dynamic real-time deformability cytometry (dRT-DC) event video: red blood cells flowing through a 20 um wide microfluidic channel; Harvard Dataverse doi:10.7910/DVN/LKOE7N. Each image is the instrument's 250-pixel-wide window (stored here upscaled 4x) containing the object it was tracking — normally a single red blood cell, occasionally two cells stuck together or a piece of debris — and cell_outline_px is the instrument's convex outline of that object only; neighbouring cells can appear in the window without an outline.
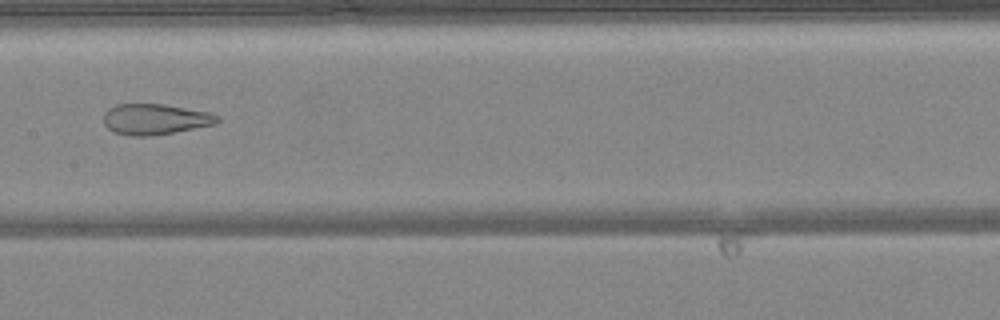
{"species": "common noctule bat (a hibernating species)", "species_latin": "Nyctalus noctula", "temperature_condition": "warm", "stored_images_in_passage": 49, "camera_frame_rate_fps": 3000, "um_per_image_px": 0.085, "animal": {"sex": "female", "body_mass_g": 24.6, "forearm_length_mm": 56.2}, "frame": {"image": 1, "passage_image": 25, "time_ms": 8.0, "image_size_px": [1000, 320], "cell_outline_px": [[220, 120], [216, 124], [152, 136], [132, 136], [112, 132], [104, 124], [104, 112], [108, 108], [116, 104], [164, 104], [208, 112], [220, 116]], "centroid_in_image_um": [13.17, 10.13], "position_along_channel_um": 194.2, "area_um2": 20.46}}
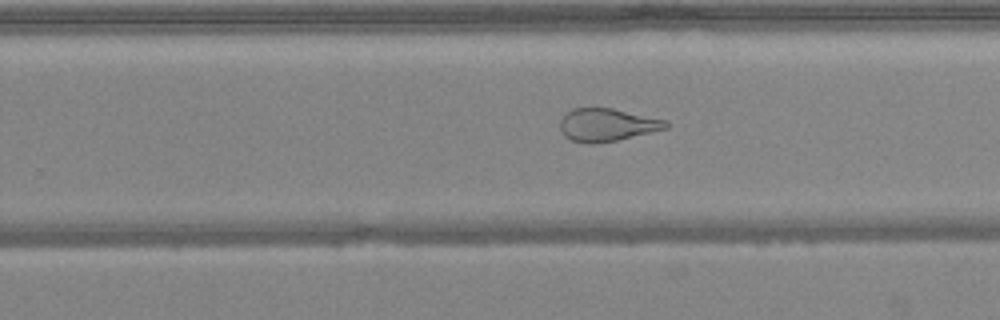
{"frame": {"image": 2, "passage_image": 31, "time_ms": 10.0, "image_size_px": [1000, 320], "cell_outline_px": [[668, 128], [652, 132], [616, 140], [592, 144], [572, 140], [564, 136], [560, 128], [560, 120], [572, 108], [612, 108], [668, 120]], "centroid_in_image_um": [51.61, 10.61], "position_along_channel_um": 278.2, "area_um2": 20.11}}
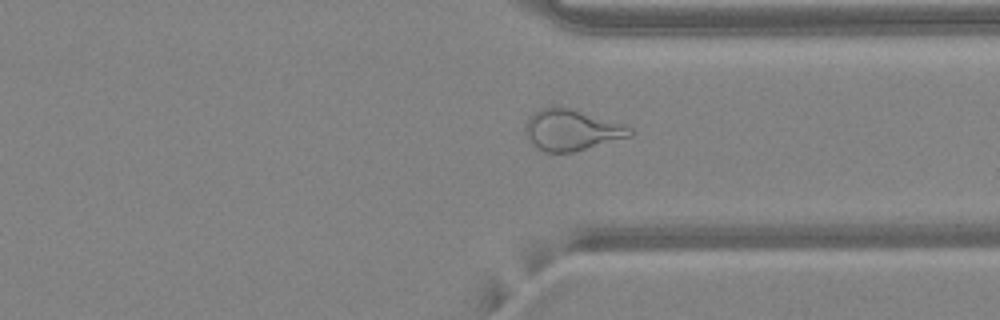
{"frame": {"image": 3, "passage_image": 37, "time_ms": 12.0, "image_size_px": [1000, 320], "cell_outline_px": [[636, 132], [632, 136], [572, 152], [544, 152], [532, 144], [528, 140], [524, 132], [524, 128], [528, 120], [540, 108], [568, 108], [624, 124], [632, 128]], "centroid_in_image_um": [48.61, 11.08], "position_along_channel_um": 362.8, "area_um2": 24.62}, "authors_computed_cell_mechanics": {"area_um2": 28.1486, "velocity_mm_per_s": 4.2196, "shape_relaxation_time_tau1_ms": null, "shape_relaxation_time_tau2_ms": 1.3083, "deformation_change_tau1": null, "deformation_change_tau2": 0.1069}}